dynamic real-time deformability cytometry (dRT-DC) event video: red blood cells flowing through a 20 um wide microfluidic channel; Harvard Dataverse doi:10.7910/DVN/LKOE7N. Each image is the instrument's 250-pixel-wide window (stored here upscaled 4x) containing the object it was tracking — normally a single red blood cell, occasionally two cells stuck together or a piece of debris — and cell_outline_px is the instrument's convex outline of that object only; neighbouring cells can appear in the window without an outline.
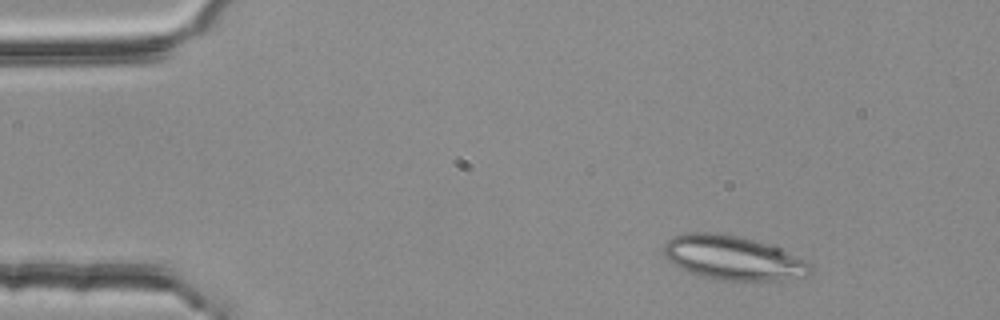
{"species": "common noctule bat (a hibernating species)", "species_latin": "Nyctalus noctula", "temperature_condition": "room temperature", "stored_images_in_passage": 3, "camera_frame_rate_fps": 3000, "um_per_image_px": 0.085, "animal": {"sex": "female", "body_mass_g": 25.1}, "frame": {"image": 1, "passage_image": 1, "time_ms": 0.0, "image_size_px": [1000, 320], "cell_outline_px": [[812, 272], [804, 276], [784, 280], [716, 280], [688, 272], [672, 264], [664, 256], [664, 244], [672, 236], [684, 232], [712, 232], [736, 236], [776, 244], [812, 264]], "centroid_in_image_um": [62.32, 21.9], "position_along_channel_um": 22.7, "area_um2": 38.32}}